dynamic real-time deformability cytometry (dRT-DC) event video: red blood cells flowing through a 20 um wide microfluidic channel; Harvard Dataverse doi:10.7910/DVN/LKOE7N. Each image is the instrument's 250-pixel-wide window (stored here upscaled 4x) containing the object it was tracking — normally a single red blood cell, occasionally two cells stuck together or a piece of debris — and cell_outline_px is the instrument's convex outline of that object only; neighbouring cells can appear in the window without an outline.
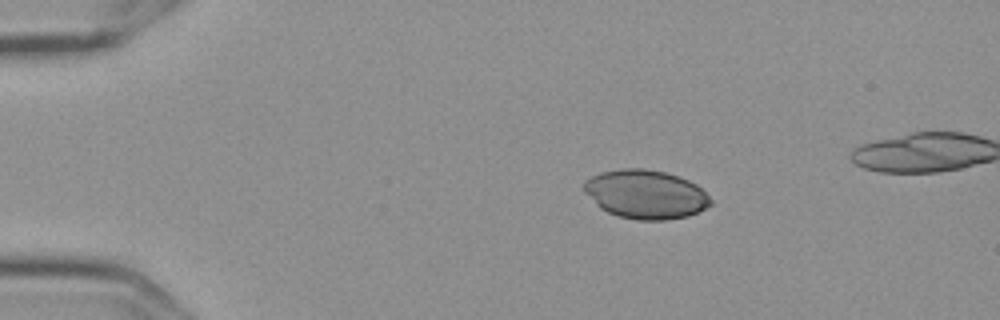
{"species": "Egyptian fruit bat (a non-hibernating species)", "species_latin": "Rousettus aegyptiacus", "temperature_condition": "cold", "stored_images_in_passage": 44, "camera_frame_rate_fps": 3000, "um_per_image_px": 0.085, "frame": {"image": 1, "passage_image": 1, "time_ms": 0.0, "image_size_px": [1000, 320], "cell_outline_px": [[712, 204], [688, 216], [664, 220], [636, 220], [620, 216], [608, 212], [600, 208], [584, 192], [584, 180], [600, 172], [620, 168], [644, 168], [664, 172], [680, 176], [696, 184], [712, 200]], "centroid_in_image_um": [54.86, 16.5], "position_along_channel_um": 30.1, "area_um2": 36.01}}
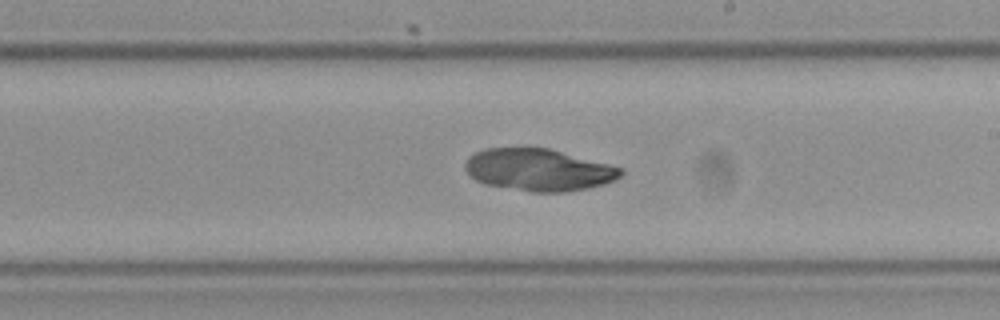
{"frame": {"image": 2, "passage_image": 24, "time_ms": 7.667, "image_size_px": [1000, 320], "cell_outline_px": [[624, 172], [616, 180], [604, 184], [588, 188], [564, 192], [532, 192], [484, 184], [476, 180], [468, 172], [464, 164], [468, 156], [484, 148], [548, 148], [624, 168]], "centroid_in_image_um": [45.8, 14.44], "position_along_channel_um": 243.2, "area_um2": 38.15}}
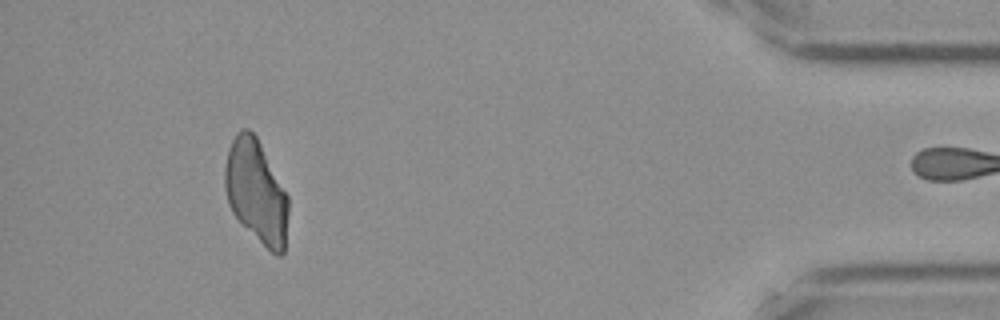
{"frame": {"image": 3, "passage_image": 43, "time_ms": 14.0, "image_size_px": [1000, 320], "cell_outline_px": [[288, 212], [284, 252], [280, 256], [276, 256], [232, 212], [228, 204], [224, 188], [224, 172], [228, 148], [236, 132], [240, 128], [248, 128], [256, 136], [288, 196]], "centroid_in_image_um": [21.76, 16.24], "position_along_channel_um": 413.4, "area_um2": 37.63}}